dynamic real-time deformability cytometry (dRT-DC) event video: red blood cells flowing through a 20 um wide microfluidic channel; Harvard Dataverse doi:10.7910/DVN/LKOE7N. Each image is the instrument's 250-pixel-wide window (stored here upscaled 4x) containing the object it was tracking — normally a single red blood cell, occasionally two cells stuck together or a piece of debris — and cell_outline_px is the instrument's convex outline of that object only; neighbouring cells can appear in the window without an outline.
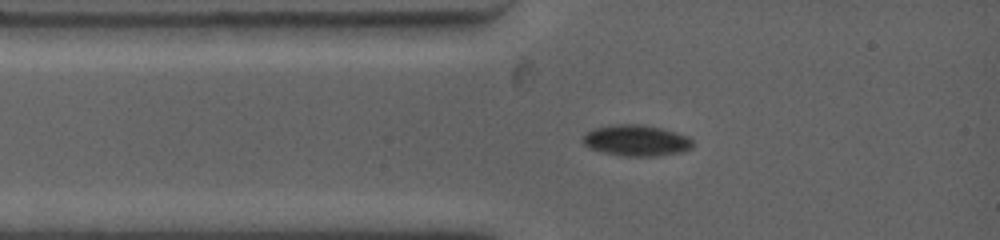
{"species": "common noctule bat (a hibernating species)", "species_latin": "Nyctalus noctula", "temperature_condition": "warm", "stored_images_in_passage": 8, "camera_frame_rate_fps": 4500, "um_per_image_px": 0.085, "animal": {"sex": "female", "body_mass_g": 19.0, "forearm_length_mm": 53.3}, "frame": {"image": 1, "passage_image": 1, "time_ms": 0.0, "image_size_px": [1000, 240], "cell_outline_px": [[692, 148], [684, 152], [656, 156], [624, 156], [604, 152], [588, 148], [580, 140], [584, 132], [596, 128], [616, 124], [640, 124], [660, 128], [676, 132], [688, 136], [692, 140]], "centroid_in_image_um": [54.06, 11.94], "position_along_channel_um": 30.9, "area_um2": 20.06}}
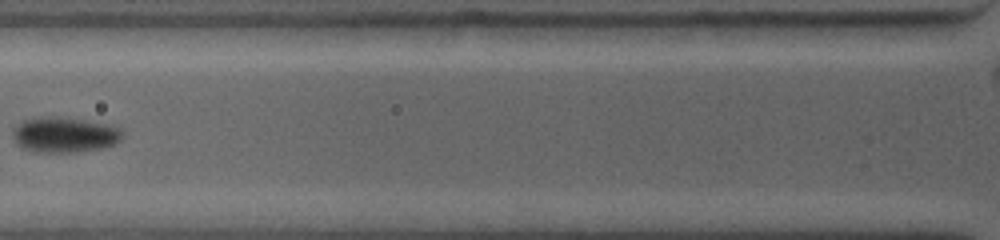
{"frame": {"image": 2, "passage_image": 4, "time_ms": 2.444, "image_size_px": [1000, 240], "cell_outline_px": [[124, 136], [120, 140], [112, 144], [100, 148], [72, 152], [36, 152], [24, 148], [12, 136], [12, 128], [24, 120], [40, 116], [52, 116], [84, 120], [108, 124], [124, 132]], "centroid_in_image_um": [5.46, 11.44], "position_along_channel_um": 120.3, "area_um2": 22.37}}
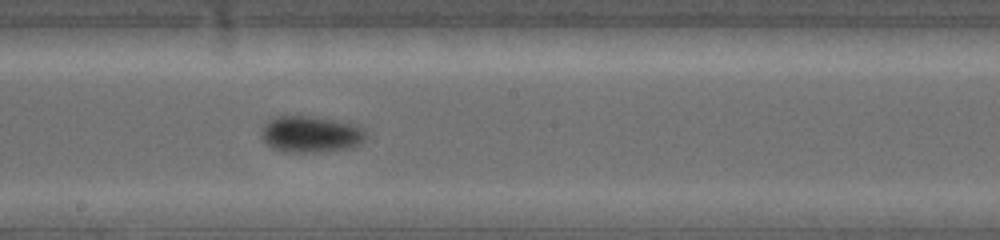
{"frame": {"image": 3, "passage_image": 8, "time_ms": 5.111, "image_size_px": [1000, 240], "cell_outline_px": [[364, 140], [348, 148], [320, 152], [284, 152], [272, 148], [260, 136], [260, 132], [264, 124], [268, 120], [276, 116], [316, 116], [360, 124], [364, 132]], "centroid_in_image_um": [26.39, 11.39], "position_along_channel_um": 221.8, "area_um2": 22.43}}